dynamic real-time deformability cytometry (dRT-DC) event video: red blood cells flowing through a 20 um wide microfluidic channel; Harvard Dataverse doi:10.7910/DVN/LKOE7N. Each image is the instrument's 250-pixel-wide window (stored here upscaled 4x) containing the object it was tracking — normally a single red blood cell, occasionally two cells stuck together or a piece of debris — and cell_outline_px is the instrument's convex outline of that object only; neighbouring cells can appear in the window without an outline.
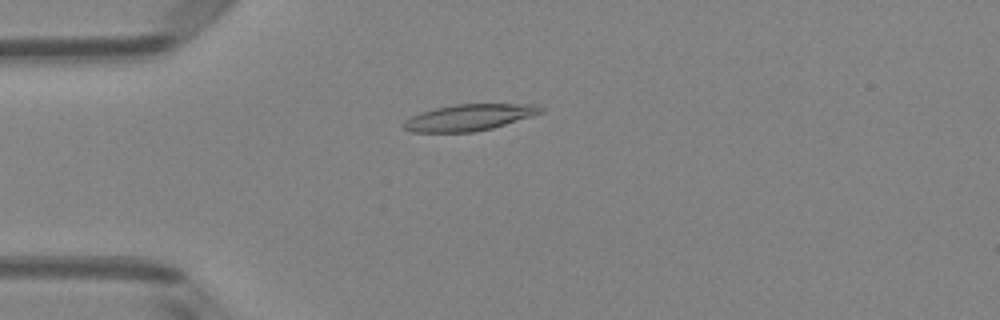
{"species": "Egyptian fruit bat (a non-hibernating species)", "species_latin": "Rousettus aegyptiacus", "temperature_condition": "room temperature", "stored_images_in_passage": 22, "camera_frame_rate_fps": 3000, "um_per_image_px": 0.085, "animal": {"sex": "female"}, "frame": {"image": 1, "passage_image": 13, "time_ms": 4.0, "image_size_px": [1000, 320], "cell_outline_px": [[544, 112], [532, 116], [492, 128], [472, 132], [412, 132], [404, 128], [404, 120], [420, 112], [436, 108], [456, 104], [536, 104], [544, 108]], "centroid_in_image_um": [39.9, 9.97], "position_along_channel_um": 45.1, "area_um2": 20.98}}
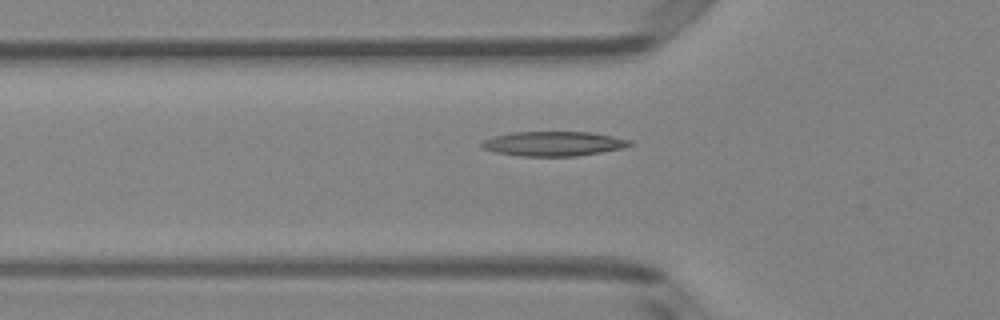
{"frame": {"image": 2, "passage_image": 17, "time_ms": 5.333, "image_size_px": [1000, 320], "cell_outline_px": [[632, 144], [620, 148], [600, 152], [576, 156], [520, 156], [492, 152], [480, 148], [480, 144], [484, 140], [492, 136], [512, 132], [588, 132], [612, 136], [632, 140]], "centroid_in_image_um": [46.96, 12.21], "position_along_channel_um": 78.8, "area_um2": 21.21}}
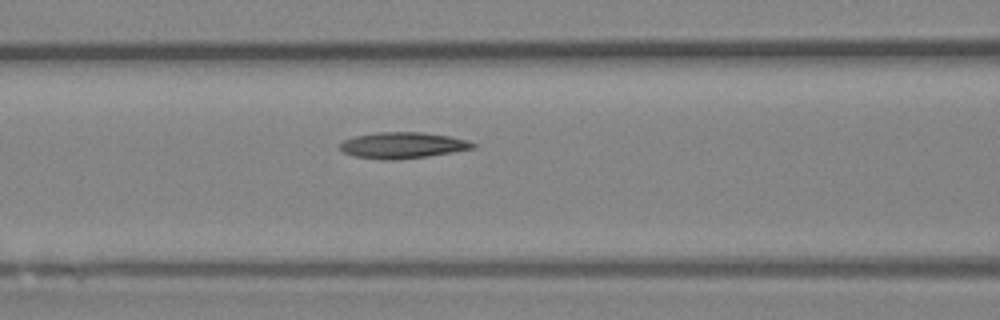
{"frame": {"image": 3, "passage_image": 21, "time_ms": 6.667, "image_size_px": [1000, 320], "cell_outline_px": [[476, 148], [428, 156], [392, 160], [384, 160], [352, 156], [344, 152], [340, 148], [340, 144], [344, 140], [356, 136], [380, 132], [420, 132], [448, 136], [468, 140], [476, 144]], "centroid_in_image_um": [34.24, 12.35], "position_along_channel_um": 132.4, "area_um2": 20.11}}